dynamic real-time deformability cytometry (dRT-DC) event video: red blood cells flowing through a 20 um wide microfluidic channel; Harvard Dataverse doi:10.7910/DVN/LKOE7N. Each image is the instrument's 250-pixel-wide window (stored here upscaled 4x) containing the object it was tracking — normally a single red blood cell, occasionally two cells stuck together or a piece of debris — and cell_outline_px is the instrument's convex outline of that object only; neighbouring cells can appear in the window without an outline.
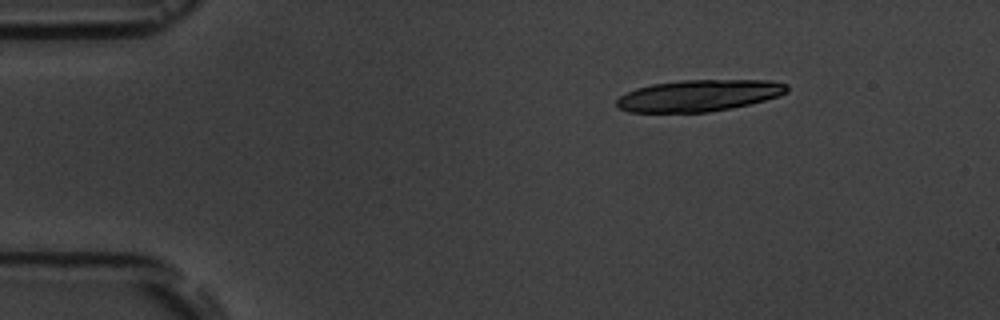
{"species": "common noctule bat (a hibernating species)", "species_latin": "Nyctalus noctula", "temperature_condition": "room temperature", "stored_images_in_passage": 9, "camera_frame_rate_fps": 3000, "um_per_image_px": 0.085, "animal": {"sex": "male", "body_mass_g": 19.5, "forearm_length_mm": 54.6}, "frame": {"image": 1, "passage_image": 1, "time_ms": 0.0, "image_size_px": [1000, 320], "cell_outline_px": [[788, 92], [780, 96], [748, 104], [708, 112], [628, 112], [616, 108], [616, 100], [620, 96], [636, 88], [652, 84], [680, 80], [772, 80], [788, 84]], "centroid_in_image_um": [59.4, 8.11], "position_along_channel_um": 25.6, "area_um2": 31.39}}
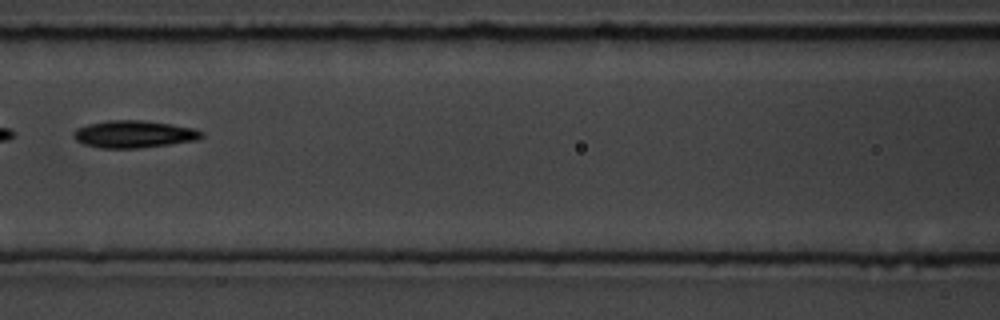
{"frame": {"image": 2, "passage_image": 6, "time_ms": 5.667, "image_size_px": [1000, 320], "cell_outline_px": [[204, 136], [196, 140], [140, 148], [100, 148], [84, 144], [76, 140], [72, 132], [76, 128], [88, 124], [108, 120], [144, 120], [172, 124], [196, 128], [204, 132]], "centroid_in_image_um": [11.4, 11.39], "position_along_channel_um": 155.2, "area_um2": 20.46}}
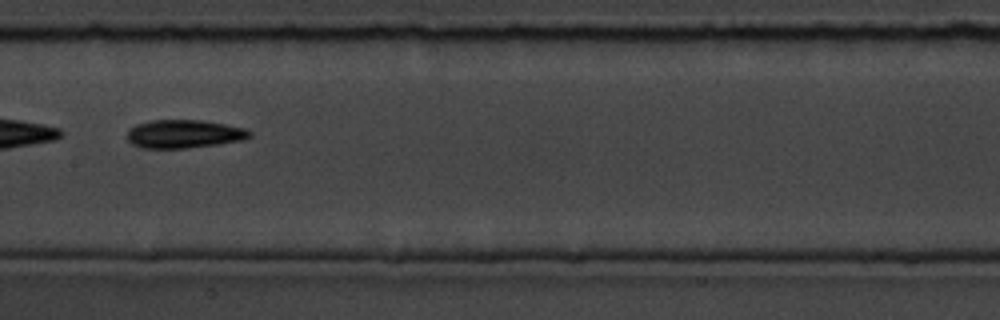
{"frame": {"image": 3, "passage_image": 7, "time_ms": 6.667, "image_size_px": [1000, 320], "cell_outline_px": [[252, 136], [244, 140], [188, 148], [140, 148], [132, 144], [128, 140], [128, 128], [136, 124], [152, 120], [200, 120], [224, 124], [244, 128], [252, 132]], "centroid_in_image_um": [15.63, 11.39], "position_along_channel_um": 191.8, "area_um2": 20.23}}